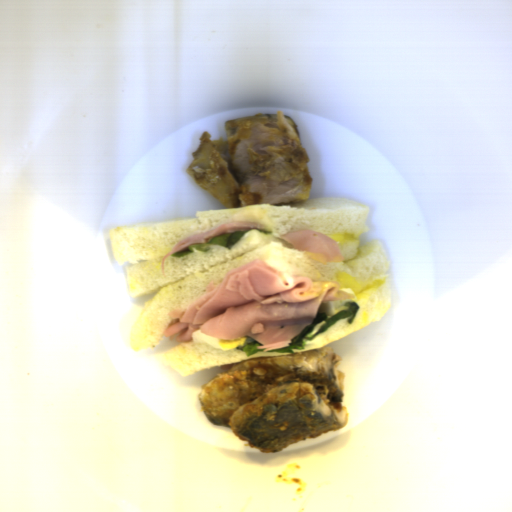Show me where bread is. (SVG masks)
<instances>
[{
  "mask_svg": "<svg viewBox=\"0 0 512 512\" xmlns=\"http://www.w3.org/2000/svg\"><path fill=\"white\" fill-rule=\"evenodd\" d=\"M368 205L345 198L312 197L284 205L269 203L238 208L201 210L193 217L117 226L109 236L113 256L128 262L126 279L131 298L154 294L144 301L132 326V351L157 346L166 328L174 323L172 311H183L207 292V284H221L227 274L250 260H258L290 278L310 282H335L350 289L359 305L352 323L343 318L293 353L264 350L247 356L239 349L218 350L191 339L165 350L164 359L181 376L247 360L312 351L381 319L390 309L391 288L387 252L380 240L359 248V238L371 228L366 224ZM259 223L271 230L264 235L252 229L230 249L214 246L161 263L181 240L229 223ZM317 231L336 240L344 261L315 260L281 236L295 230Z\"/></svg>",
  "mask_w": 512,
  "mask_h": 512,
  "instance_id": "1",
  "label": "bread"
}]
</instances>
